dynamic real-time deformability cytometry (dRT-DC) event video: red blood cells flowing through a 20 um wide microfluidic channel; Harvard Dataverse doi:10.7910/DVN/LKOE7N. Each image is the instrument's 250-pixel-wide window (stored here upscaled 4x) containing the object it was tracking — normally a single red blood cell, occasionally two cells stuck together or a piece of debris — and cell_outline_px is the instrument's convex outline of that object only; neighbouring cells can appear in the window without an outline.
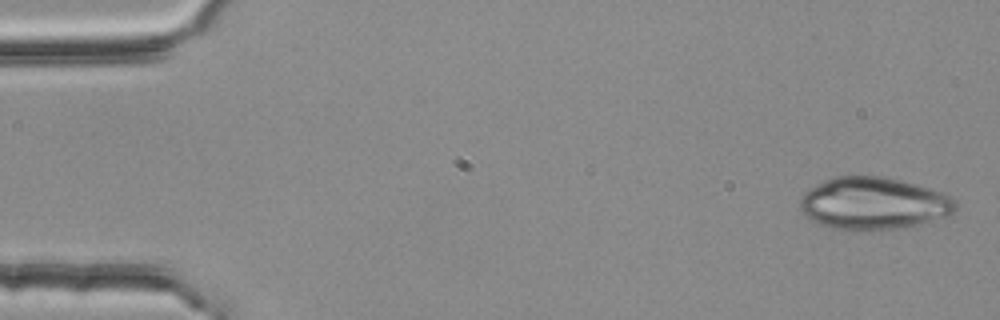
{"species": "common noctule bat (a hibernating species)", "species_latin": "Nyctalus noctula", "temperature_condition": "room temperature", "stored_images_in_passage": 4, "camera_frame_rate_fps": 3000, "um_per_image_px": 0.085, "animal": {"sex": "female", "body_mass_g": 25.1}, "frame": {"image": 1, "passage_image": 1, "time_ms": 0.0, "image_size_px": [1000, 320], "cell_outline_px": [[956, 208], [952, 216], [904, 228], [880, 232], [848, 232], [832, 228], [820, 224], [804, 216], [800, 212], [800, 196], [808, 188], [824, 180], [836, 176], [880, 176], [900, 180], [916, 184], [952, 196], [956, 200]], "centroid_in_image_um": [74.24, 17.34], "position_along_channel_um": 10.8, "area_um2": 48.78}}